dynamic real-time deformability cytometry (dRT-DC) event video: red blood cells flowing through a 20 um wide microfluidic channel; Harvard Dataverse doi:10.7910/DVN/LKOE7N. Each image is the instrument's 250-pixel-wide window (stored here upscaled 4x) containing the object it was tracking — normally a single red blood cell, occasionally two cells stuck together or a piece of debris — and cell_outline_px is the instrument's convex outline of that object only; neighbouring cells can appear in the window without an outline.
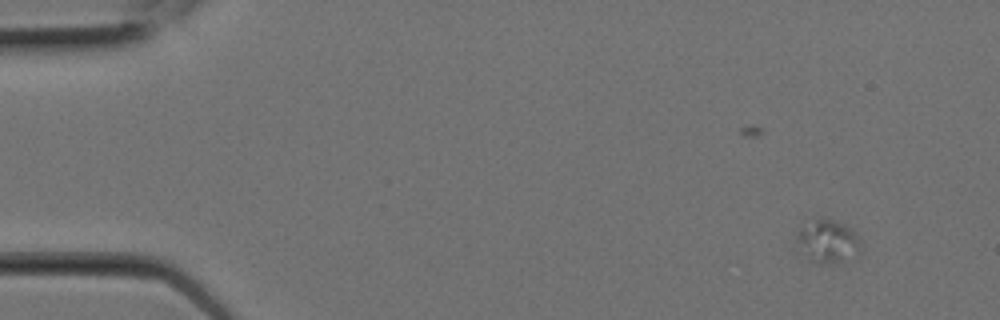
{"species": "Egyptian fruit bat (a non-hibernating species)", "species_latin": "Rousettus aegyptiacus", "temperature_condition": "room temperature", "stored_images_in_passage": 7, "camera_frame_rate_fps": 3000, "um_per_image_px": 0.085, "animal": {"sex": "female"}, "frame": {"image": 1, "passage_image": 1, "time_ms": 0.0, "image_size_px": [1000, 320], "cell_outline_px": [[860, 252], [844, 264], [820, 264], [808, 260], [796, 240], [796, 236], [800, 228], [816, 220], [828, 220], [840, 224], [848, 228], [860, 240]], "centroid_in_image_um": [70.37, 20.62], "position_along_channel_um": 14.6, "area_um2": 15.72}}